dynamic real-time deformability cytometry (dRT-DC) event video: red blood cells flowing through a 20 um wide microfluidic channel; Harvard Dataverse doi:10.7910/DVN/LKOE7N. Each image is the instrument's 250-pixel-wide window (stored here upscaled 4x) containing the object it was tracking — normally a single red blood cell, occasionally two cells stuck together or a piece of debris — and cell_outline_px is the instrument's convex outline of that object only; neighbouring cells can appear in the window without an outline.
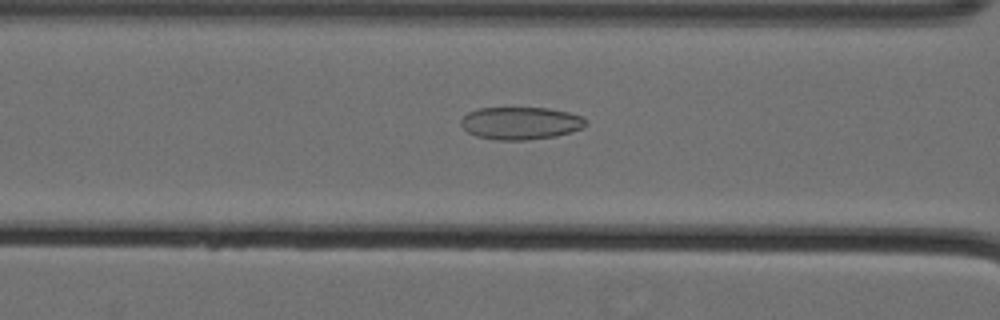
{"species": "Egyptian fruit bat (a non-hibernating species)", "species_latin": "Rousettus aegyptiacus", "temperature_condition": "cold", "stored_images_in_passage": 59, "camera_frame_rate_fps": 3000, "um_per_image_px": 0.085, "animal": {"sex": "female"}, "frame": {"image": 1, "passage_image": 27, "time_ms": 8.667, "image_size_px": [1000, 320], "cell_outline_px": [[588, 124], [584, 128], [572, 132], [556, 136], [528, 140], [496, 140], [476, 136], [468, 132], [460, 124], [460, 120], [468, 112], [480, 108], [548, 108], [568, 112], [580, 116], [588, 120]], "centroid_in_image_um": [44.28, 10.47], "position_along_channel_um": 122.3, "area_um2": 23.87}}
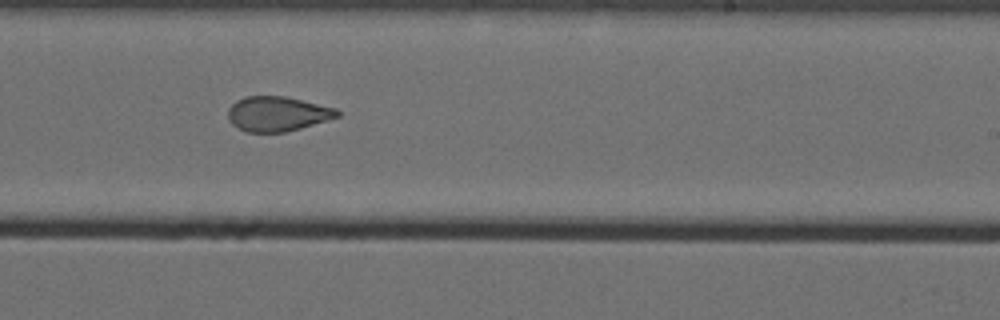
{"frame": {"image": 2, "passage_image": 39, "time_ms": 12.667, "image_size_px": [1000, 320], "cell_outline_px": [[340, 116], [328, 120], [300, 128], [284, 132], [244, 132], [236, 128], [228, 120], [228, 108], [236, 100], [244, 96], [284, 96], [336, 108], [340, 112]], "centroid_in_image_um": [23.54, 9.68], "position_along_channel_um": 265.5, "area_um2": 22.25}}
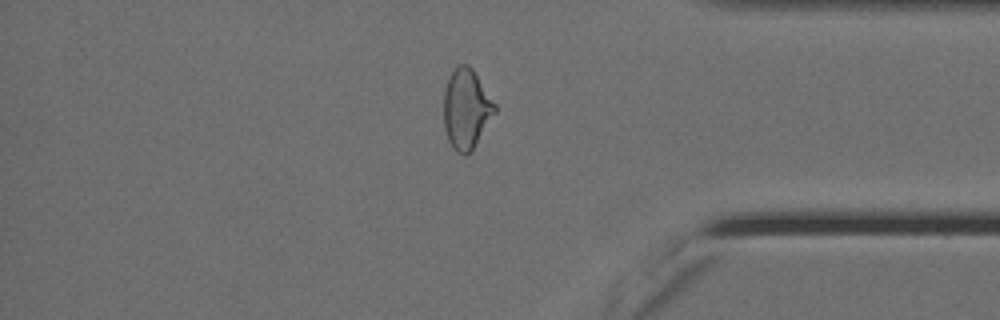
{"frame": {"image": 3, "passage_image": 51, "time_ms": 16.667, "image_size_px": [1000, 320], "cell_outline_px": [[496, 112], [472, 152], [464, 156], [456, 152], [452, 148], [448, 140], [444, 128], [444, 92], [448, 80], [452, 72], [460, 64], [468, 64], [472, 68], [496, 104]], "centroid_in_image_um": [39.65, 9.31], "position_along_channel_um": 395.6, "area_um2": 23.93}, "authors_computed_cell_mechanics": {"area_um2": 25.432, "velocity_mm_per_s": 3.58, "shape_relaxation_time_tau1_ms": null, "shape_relaxation_time_tau2_ms": 1.9901, "deformation_change_tau1": null, "deformation_change_tau2": 0.0841}}